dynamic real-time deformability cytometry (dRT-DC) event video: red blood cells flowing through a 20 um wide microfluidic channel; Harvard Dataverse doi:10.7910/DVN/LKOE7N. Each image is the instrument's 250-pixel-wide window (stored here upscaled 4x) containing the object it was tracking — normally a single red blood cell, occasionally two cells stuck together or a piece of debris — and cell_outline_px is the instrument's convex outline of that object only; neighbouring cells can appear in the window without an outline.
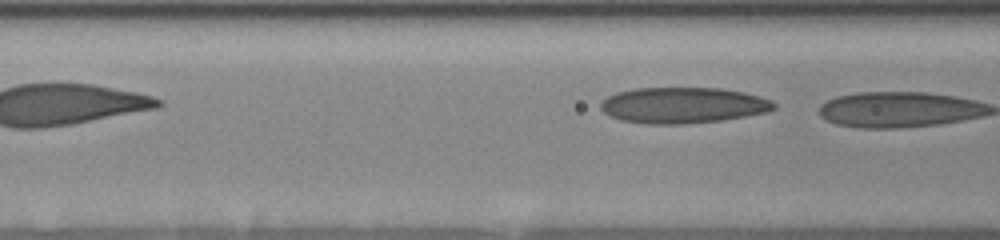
{"species": "human", "species_latin": "Homo sapiens", "temperature_condition": "room temperature", "stored_images_in_passage": 8, "segment_of_instrument_passage": [2, 2], "camera_frame_rate_fps": 3000, "um_per_image_px": 0.085, "donor": {"sex": "female"}, "frame": {"image": 1, "passage_image": 8, "time_ms": 3.333, "image_size_px": [1000, 240], "cell_outline_px": [[776, 108], [768, 112], [720, 120], [684, 124], [644, 124], [620, 120], [608, 116], [600, 108], [600, 100], [616, 92], [636, 88], [720, 88], [744, 92], [760, 96], [772, 100], [776, 104]], "centroid_in_image_um": [58.02, 8.95], "position_along_channel_um": 108.6, "area_um2": 36.59}}